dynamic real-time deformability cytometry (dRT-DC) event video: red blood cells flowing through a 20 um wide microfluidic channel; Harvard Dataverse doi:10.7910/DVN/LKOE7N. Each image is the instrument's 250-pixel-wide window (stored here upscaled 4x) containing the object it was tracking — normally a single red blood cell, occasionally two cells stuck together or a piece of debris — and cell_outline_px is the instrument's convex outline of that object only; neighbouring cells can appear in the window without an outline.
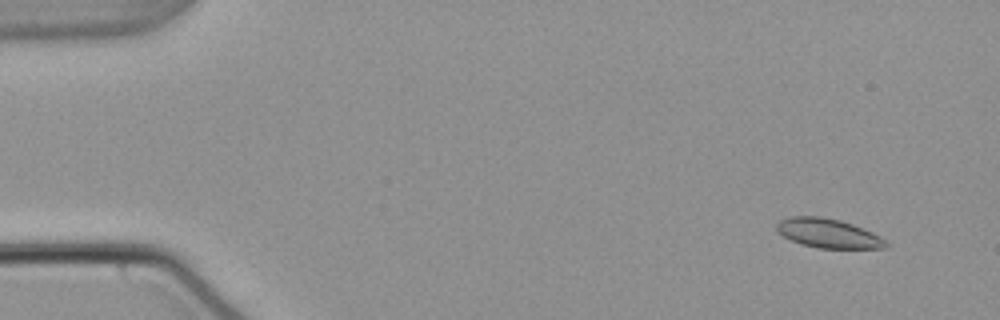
{"species": "common noctule bat (a hibernating species)", "species_latin": "Nyctalus noctula", "temperature_condition": "warm", "stored_images_in_passage": 52, "camera_frame_rate_fps": 3000, "um_per_image_px": 0.085, "animal": {"sex": "male", "body_mass_g": 21.5, "forearm_length_mm": 52.0}, "frame": {"image": 1, "passage_image": 1, "time_ms": 0.0, "image_size_px": [1000, 320], "cell_outline_px": [[888, 244], [884, 248], [816, 248], [800, 244], [784, 236], [776, 228], [776, 224], [780, 220], [792, 216], [820, 216], [840, 220], [852, 224], [872, 232], [880, 236]], "centroid_in_image_um": [70.38, 19.83], "position_along_channel_um": 14.6, "area_um2": 18.44}}
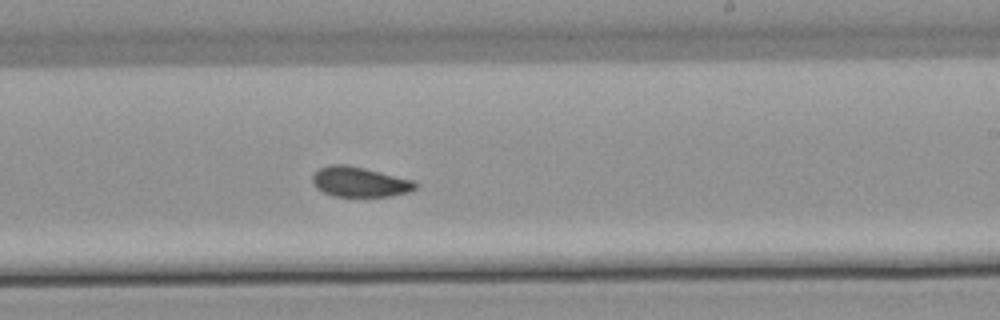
{"frame": {"image": 2, "passage_image": 30, "time_ms": 9.667, "image_size_px": [1000, 320], "cell_outline_px": [[416, 188], [412, 192], [392, 196], [332, 196], [316, 188], [312, 184], [312, 176], [320, 168], [332, 164], [348, 164], [412, 180], [416, 184]], "centroid_in_image_um": [30.55, 15.47], "position_along_channel_um": 258.4, "area_um2": 17.98}}
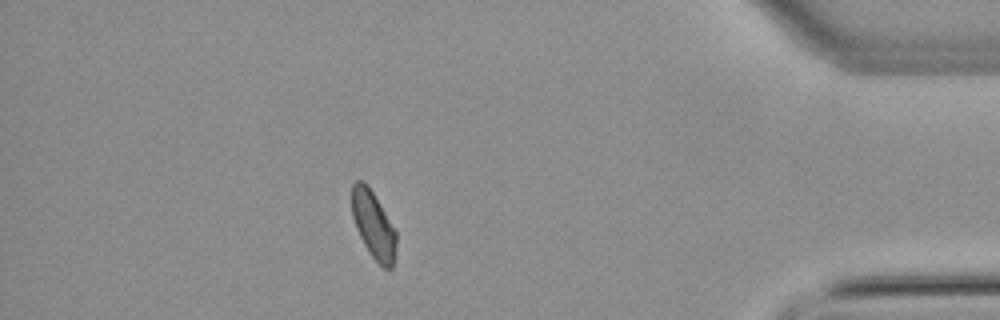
{"frame": {"image": 3, "passage_image": 45, "time_ms": 14.667, "image_size_px": [1000, 320], "cell_outline_px": [[396, 248], [392, 268], [384, 268], [372, 256], [364, 244], [356, 228], [352, 216], [352, 184], [356, 180], [364, 180], [368, 184], [396, 232]], "centroid_in_image_um": [31.72, 19.08], "position_along_channel_um": 403.5, "area_um2": 17.17}, "authors_computed_cell_mechanics": {"area_um2": 18.3226, "velocity_mm_per_s": 3.7818, "shape_relaxation_time_tau1_ms": 9.5328, "shape_relaxation_time_tau2_ms": 9.6533, "deformation_change_tau1": 0.1318, "deformation_change_tau2": 0.0935}}